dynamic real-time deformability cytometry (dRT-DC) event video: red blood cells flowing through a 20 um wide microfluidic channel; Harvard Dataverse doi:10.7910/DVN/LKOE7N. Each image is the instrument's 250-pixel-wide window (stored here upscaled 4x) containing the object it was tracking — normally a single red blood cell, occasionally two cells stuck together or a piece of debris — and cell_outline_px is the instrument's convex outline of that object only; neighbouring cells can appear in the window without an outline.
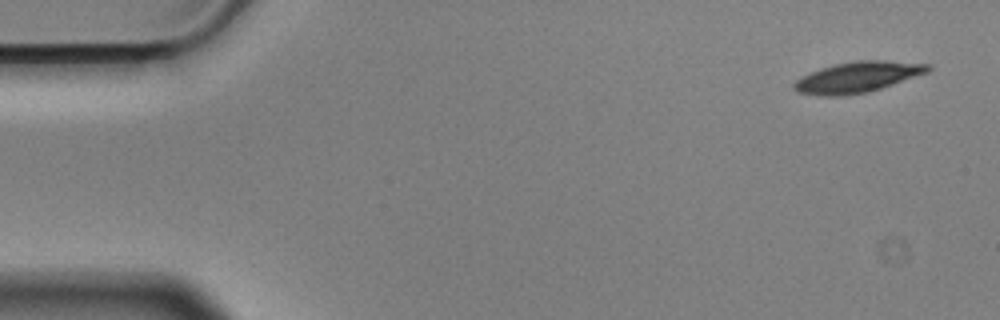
{"species": "Egyptian fruit bat (a non-hibernating species)", "species_latin": "Rousettus aegyptiacus", "temperature_condition": "cold", "stored_images_in_passage": 55, "camera_frame_rate_fps": 3000, "um_per_image_px": 0.085, "animal": {"sex": "male"}, "frame": {"image": 1, "passage_image": 1, "time_ms": 0.0, "image_size_px": [1000, 320], "cell_outline_px": [[932, 68], [928, 72], [868, 92], [844, 96], [824, 96], [800, 92], [792, 88], [792, 84], [796, 80], [820, 68], [836, 64], [856, 60], [884, 60], [932, 64]], "centroid_in_image_um": [72.91, 6.55], "position_along_channel_um": 12.1, "area_um2": 23.81}}
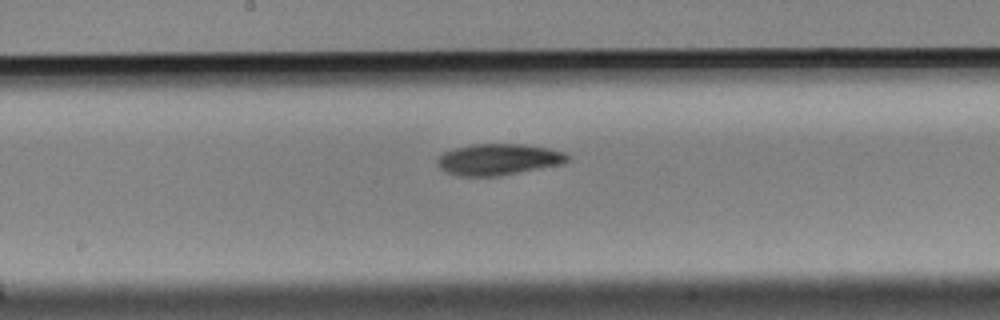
{"frame": {"image": 2, "passage_image": 27, "time_ms": 8.667, "image_size_px": [1000, 320], "cell_outline_px": [[568, 160], [564, 164], [500, 176], [460, 176], [444, 172], [436, 164], [436, 160], [444, 152], [456, 148], [476, 144], [524, 144], [548, 148], [564, 152], [568, 156]], "centroid_in_image_um": [42.37, 13.56], "position_along_channel_um": 205.8, "area_um2": 23.81}}
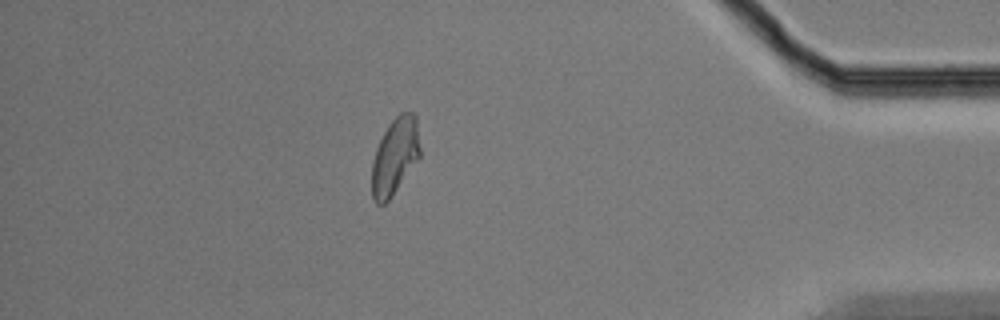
{"frame": {"image": 3, "passage_image": 47, "time_ms": 15.333, "image_size_px": [1000, 320], "cell_outline_px": [[420, 156], [392, 196], [384, 204], [376, 204], [372, 200], [372, 164], [376, 148], [388, 124], [400, 112], [412, 112], [416, 116], [420, 148]], "centroid_in_image_um": [33.56, 13.28], "position_along_channel_um": 401.6, "area_um2": 21.44}, "authors_computed_cell_mechanics": {"area_um2": 23.0622, "velocity_mm_per_s": 3.5652, "shape_relaxation_time_tau1_ms": 4.3306, "shape_relaxation_time_tau2_ms": null, "deformation_change_tau1": 0.1226, "deformation_change_tau2": null}}